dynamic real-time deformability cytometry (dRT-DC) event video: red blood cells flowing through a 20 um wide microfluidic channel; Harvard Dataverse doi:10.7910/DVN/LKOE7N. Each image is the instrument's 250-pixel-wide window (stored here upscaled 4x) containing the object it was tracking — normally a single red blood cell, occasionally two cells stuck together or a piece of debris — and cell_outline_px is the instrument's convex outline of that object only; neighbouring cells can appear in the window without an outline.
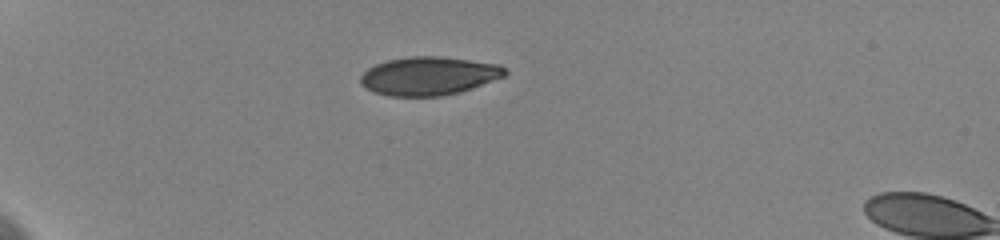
{"species": "human", "species_latin": "Homo sapiens", "temperature_condition": "cold", "stored_images_in_passage": 13, "camera_frame_rate_fps": 3000, "um_per_image_px": 0.085, "donor": {"sex": "female"}, "frame": {"image": 1, "passage_image": 1, "time_ms": 0.0, "image_size_px": [1000, 240], "cell_outline_px": [[508, 72], [504, 76], [472, 88], [460, 92], [440, 96], [388, 96], [376, 92], [360, 84], [360, 76], [368, 68], [376, 64], [388, 60], [408, 56], [440, 56], [500, 64]], "centroid_in_image_um": [36.45, 6.45], "position_along_channel_um": 48.6, "area_um2": 32.25}}
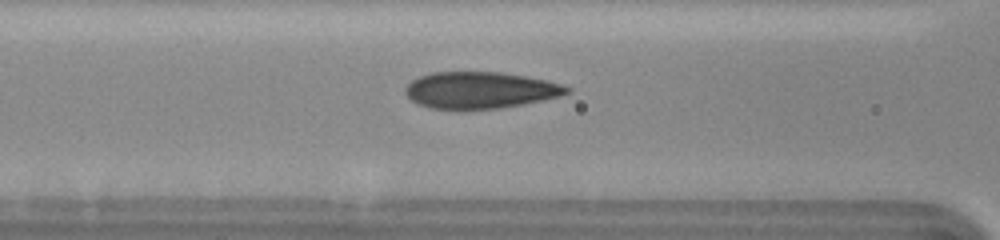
{"frame": {"image": 2, "passage_image": 11, "time_ms": 3.333, "image_size_px": [1000, 240], "cell_outline_px": [[572, 92], [560, 96], [524, 104], [500, 108], [460, 112], [452, 112], [428, 108], [416, 104], [404, 92], [404, 88], [412, 80], [420, 76], [432, 72], [500, 72], [548, 80], [572, 88]], "centroid_in_image_um": [40.77, 7.71], "position_along_channel_um": 125.8, "area_um2": 35.49}}